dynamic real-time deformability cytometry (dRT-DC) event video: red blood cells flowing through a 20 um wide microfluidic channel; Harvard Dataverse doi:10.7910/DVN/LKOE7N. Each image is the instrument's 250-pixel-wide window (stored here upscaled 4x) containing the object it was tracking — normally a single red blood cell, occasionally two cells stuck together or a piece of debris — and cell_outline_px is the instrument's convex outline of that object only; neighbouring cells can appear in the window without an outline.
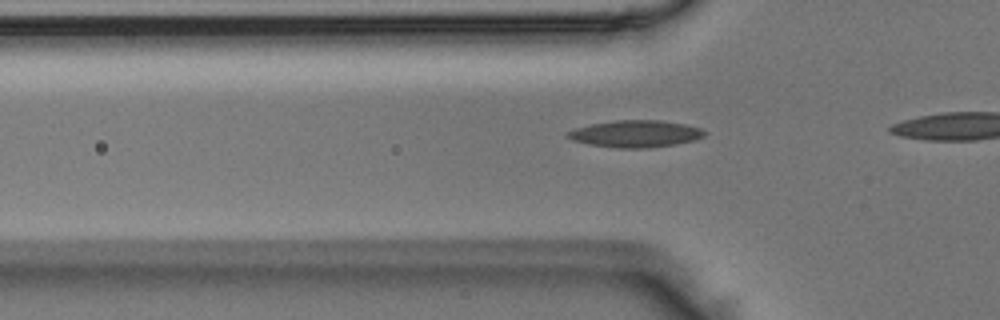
{"species": "Egyptian fruit bat (a non-hibernating species)", "species_latin": "Rousettus aegyptiacus", "temperature_condition": "room temperature", "stored_images_in_passage": 10, "camera_frame_rate_fps": 3000, "um_per_image_px": 0.085, "animal": {"sex": "male"}, "frame": {"image": 1, "passage_image": 5, "time_ms": 1.333, "image_size_px": [1000, 320], "cell_outline_px": [[708, 132], [704, 136], [692, 140], [676, 144], [648, 148], [616, 148], [588, 144], [572, 140], [564, 136], [568, 132], [576, 128], [592, 124], [616, 120], [660, 120], [684, 124], [700, 128]], "centroid_in_image_um": [54.01, 11.37], "position_along_channel_um": 71.8, "area_um2": 21.44}}